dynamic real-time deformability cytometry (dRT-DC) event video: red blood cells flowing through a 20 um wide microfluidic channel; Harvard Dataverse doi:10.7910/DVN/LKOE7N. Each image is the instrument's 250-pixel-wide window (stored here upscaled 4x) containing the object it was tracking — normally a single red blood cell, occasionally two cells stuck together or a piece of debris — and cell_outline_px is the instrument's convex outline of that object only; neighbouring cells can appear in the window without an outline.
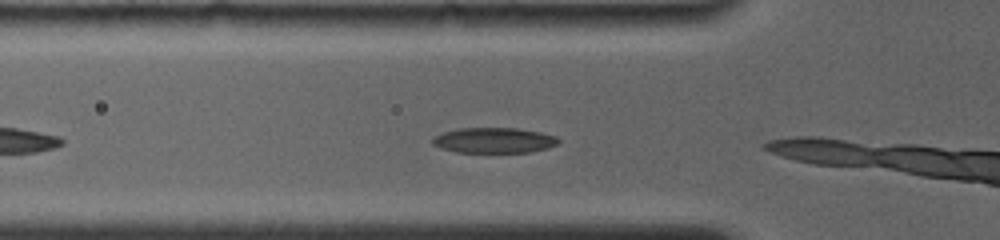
{"species": "common noctule bat (a hibernating species)", "species_latin": "Nyctalus noctula", "temperature_condition": "room temperature", "stored_images_in_passage": 3, "camera_frame_rate_fps": 4000, "um_per_image_px": 0.085, "animal": {"sex": "female", "body_mass_g": 19.0, "forearm_length_mm": 56.7}, "frame": {"image": 1, "passage_image": 2, "time_ms": 0.5, "image_size_px": [1000, 240], "cell_outline_px": [[560, 144], [548, 148], [528, 152], [456, 152], [440, 148], [432, 144], [432, 140], [436, 136], [444, 132], [456, 128], [516, 128], [540, 132], [556, 136], [560, 140]], "centroid_in_image_um": [42.01, 11.93], "position_along_channel_um": 83.8, "area_um2": 18.67}}